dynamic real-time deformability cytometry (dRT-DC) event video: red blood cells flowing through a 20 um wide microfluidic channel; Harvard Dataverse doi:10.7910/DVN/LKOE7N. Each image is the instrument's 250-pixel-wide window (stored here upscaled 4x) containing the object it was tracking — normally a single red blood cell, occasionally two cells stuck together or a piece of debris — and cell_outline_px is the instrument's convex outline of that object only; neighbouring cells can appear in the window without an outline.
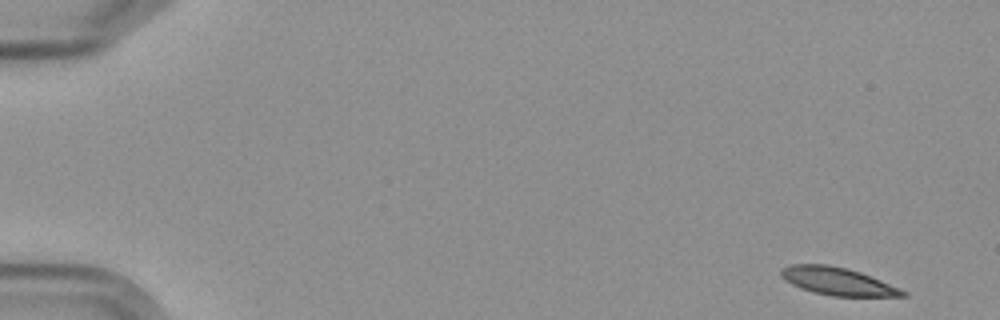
{"species": "Egyptian fruit bat (a non-hibernating species)", "species_latin": "Rousettus aegyptiacus", "temperature_condition": "cold", "stored_images_in_passage": 6, "camera_frame_rate_fps": 3000, "um_per_image_px": 0.085, "frame": {"image": 1, "passage_image": 1, "time_ms": 0.0, "image_size_px": [1000, 320], "cell_outline_px": [[908, 296], [832, 296], [816, 292], [792, 284], [784, 280], [780, 276], [780, 268], [792, 264], [828, 264], [848, 268], [860, 272], [900, 288], [908, 292]], "centroid_in_image_um": [71.19, 23.89], "position_along_channel_um": 13.8, "area_um2": 19.54}}